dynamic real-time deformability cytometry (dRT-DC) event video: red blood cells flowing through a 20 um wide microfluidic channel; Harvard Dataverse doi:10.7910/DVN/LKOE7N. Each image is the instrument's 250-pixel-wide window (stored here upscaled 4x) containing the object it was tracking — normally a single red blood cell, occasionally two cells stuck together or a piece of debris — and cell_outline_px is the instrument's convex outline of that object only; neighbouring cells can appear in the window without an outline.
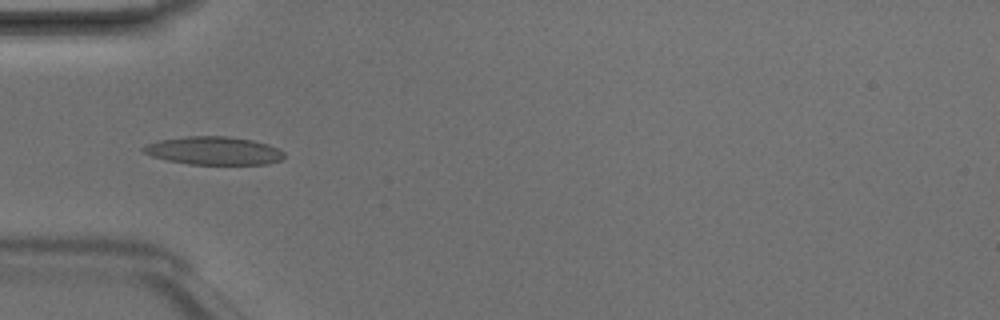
{"species": "Egyptian fruit bat (a non-hibernating species)", "species_latin": "Rousettus aegyptiacus", "temperature_condition": "room temperature", "stored_images_in_passage": 5, "camera_frame_rate_fps": 3000, "um_per_image_px": 0.085, "animal": {"sex": "male"}, "frame": {"image": 1, "passage_image": 5, "time_ms": 1.333, "image_size_px": [1000, 320], "cell_outline_px": [[284, 156], [280, 160], [268, 164], [188, 164], [168, 160], [152, 156], [144, 152], [140, 148], [144, 144], [160, 140], [188, 136], [224, 136], [252, 140], [268, 144], [280, 148], [284, 152]], "centroid_in_image_um": [18.17, 12.81], "position_along_channel_um": 66.8, "area_um2": 23.06}}